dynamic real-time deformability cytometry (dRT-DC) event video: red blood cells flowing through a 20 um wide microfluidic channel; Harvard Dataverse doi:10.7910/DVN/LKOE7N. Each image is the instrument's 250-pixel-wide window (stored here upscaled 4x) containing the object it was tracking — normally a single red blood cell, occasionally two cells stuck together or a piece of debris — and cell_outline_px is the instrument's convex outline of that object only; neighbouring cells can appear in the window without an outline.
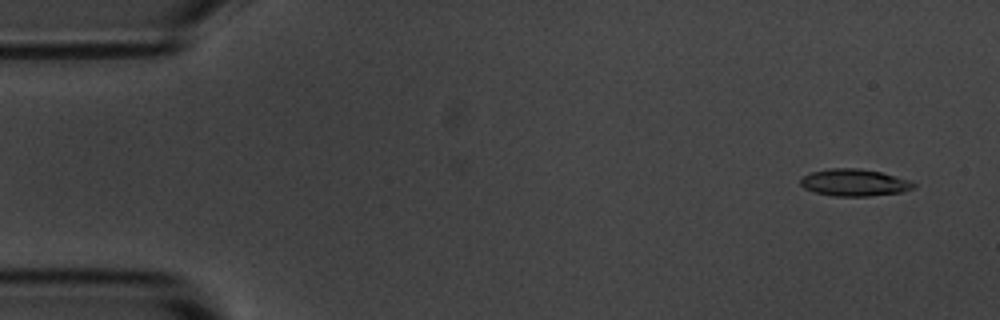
{"species": "common noctule bat (a hibernating species)", "species_latin": "Nyctalus noctula", "temperature_condition": "room temperature", "stored_images_in_passage": 3, "camera_frame_rate_fps": 3000, "um_per_image_px": 0.085, "animal": {"sex": "male", "body_mass_g": 20.1, "forearm_length_mm": 53.5}, "frame": {"image": 1, "passage_image": 3, "time_ms": 2.333, "image_size_px": [1000, 320], "cell_outline_px": [[916, 184], [912, 188], [900, 192], [868, 196], [832, 196], [816, 192], [804, 188], [800, 184], [800, 180], [804, 176], [812, 172], [828, 168], [860, 168], [880, 172], [908, 180]], "centroid_in_image_um": [72.58, 15.51], "position_along_channel_um": 12.4, "area_um2": 17.57}}